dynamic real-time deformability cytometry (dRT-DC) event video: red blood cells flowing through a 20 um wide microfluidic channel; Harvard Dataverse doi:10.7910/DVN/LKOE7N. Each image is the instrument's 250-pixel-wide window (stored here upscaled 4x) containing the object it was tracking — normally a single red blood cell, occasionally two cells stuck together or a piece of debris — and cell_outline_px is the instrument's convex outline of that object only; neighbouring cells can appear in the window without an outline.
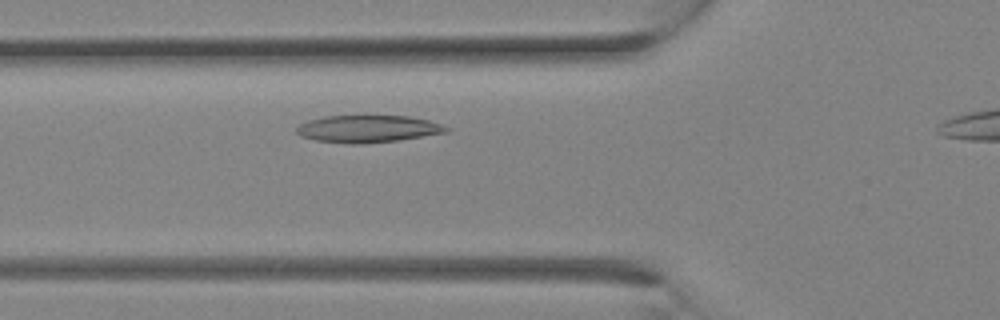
{"species": "Egyptian fruit bat (a non-hibernating species)", "species_latin": "Rousettus aegyptiacus", "temperature_condition": "room temperature", "stored_images_in_passage": 11, "camera_frame_rate_fps": 3000, "um_per_image_px": 0.085, "animal": {"sex": "female"}, "frame": {"image": 1, "passage_image": 7, "time_ms": 2.0, "image_size_px": [1000, 320], "cell_outline_px": [[452, 128], [448, 132], [400, 140], [360, 144], [352, 144], [316, 140], [300, 136], [296, 132], [296, 128], [300, 124], [308, 120], [324, 116], [364, 112], [412, 116], [428, 120]], "centroid_in_image_um": [31.28, 10.89], "position_along_channel_um": 94.5, "area_um2": 25.09}}
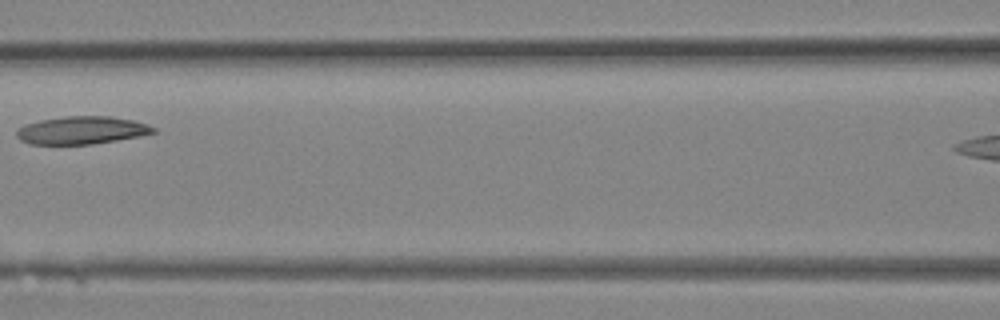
{"frame": {"image": 2, "passage_image": 10, "time_ms": 3.0, "image_size_px": [1000, 320], "cell_outline_px": [[156, 132], [140, 136], [92, 144], [28, 144], [20, 140], [16, 136], [16, 128], [24, 124], [40, 120], [64, 116], [112, 116], [132, 120], [148, 124], [156, 128]], "centroid_in_image_um": [6.91, 11.07], "position_along_channel_um": 159.7, "area_um2": 22.31}}